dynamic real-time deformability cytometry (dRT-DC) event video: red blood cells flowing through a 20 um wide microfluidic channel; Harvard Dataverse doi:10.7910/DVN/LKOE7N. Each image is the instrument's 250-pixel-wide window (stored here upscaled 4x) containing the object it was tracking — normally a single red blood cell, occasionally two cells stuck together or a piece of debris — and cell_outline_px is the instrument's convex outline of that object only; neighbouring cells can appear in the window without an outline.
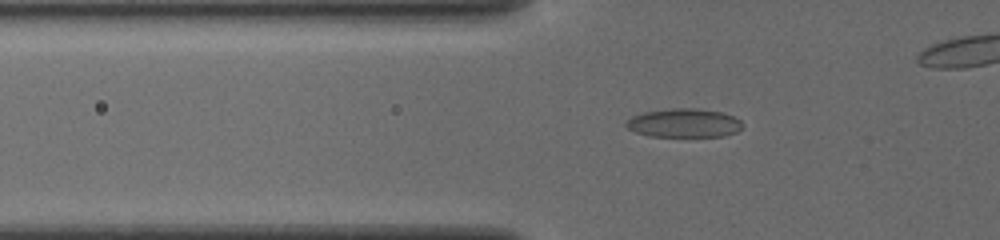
{"species": "common noctule bat (a hibernating species)", "species_latin": "Nyctalus noctula", "temperature_condition": "cold", "stored_images_in_passage": 15, "camera_frame_rate_fps": 3000, "um_per_image_px": 0.085, "animal": {"sex": "female", "body_mass_g": 19.5, "forearm_length_mm": 54.1}, "frame": {"image": 1, "passage_image": 11, "time_ms": 6.667, "image_size_px": [1000, 240], "cell_outline_px": [[744, 124], [736, 132], [724, 136], [652, 136], [636, 132], [628, 128], [624, 124], [632, 116], [644, 112], [672, 108], [696, 108], [720, 112], [732, 116], [740, 120]], "centroid_in_image_um": [58.14, 10.45], "position_along_channel_um": 67.7, "area_um2": 19.31}}